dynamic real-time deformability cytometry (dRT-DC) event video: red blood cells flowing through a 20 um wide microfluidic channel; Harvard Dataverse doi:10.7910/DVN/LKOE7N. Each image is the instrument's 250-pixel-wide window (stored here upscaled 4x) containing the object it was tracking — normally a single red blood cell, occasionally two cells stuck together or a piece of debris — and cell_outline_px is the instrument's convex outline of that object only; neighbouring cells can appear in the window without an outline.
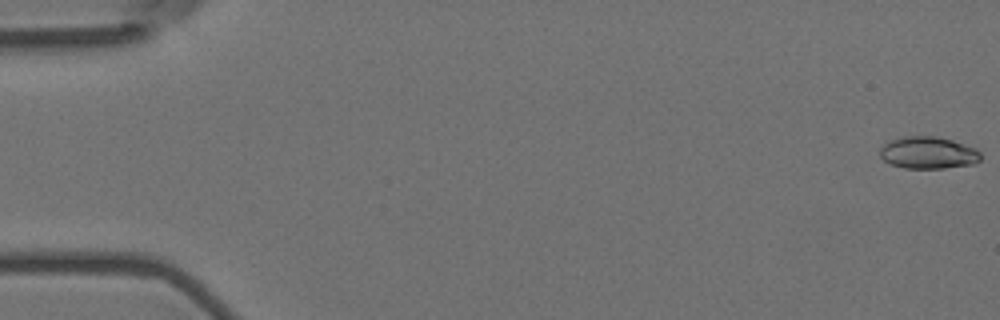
{"species": "Egyptian fruit bat (a non-hibernating species)", "species_latin": "Rousettus aegyptiacus", "temperature_condition": "room temperature", "stored_images_in_passage": 57, "camera_frame_rate_fps": 3000, "um_per_image_px": 0.085, "animal": {"sex": "female"}, "frame": {"image": 1, "passage_image": 1, "time_ms": 0.0, "image_size_px": [1000, 320], "cell_outline_px": [[980, 160], [972, 164], [944, 168], [904, 168], [892, 164], [884, 160], [880, 156], [880, 148], [884, 144], [892, 140], [904, 136], [936, 136], [952, 140], [976, 148], [980, 152]], "centroid_in_image_um": [78.9, 12.98], "position_along_channel_um": 6.1, "area_um2": 18.73}}
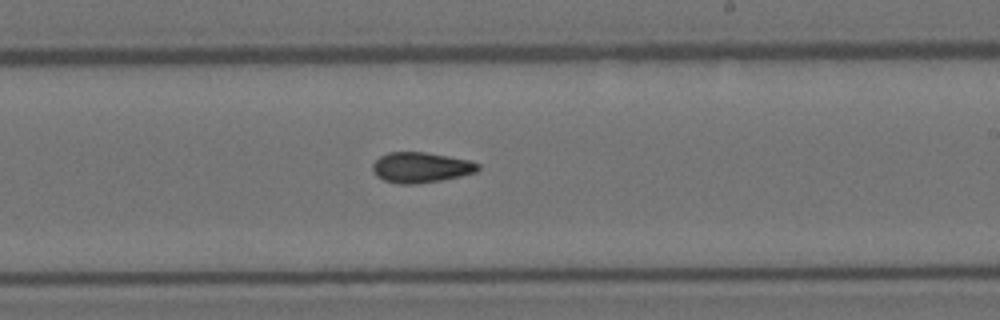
{"frame": {"image": 2, "passage_image": 34, "time_ms": 11.0, "image_size_px": [1000, 320], "cell_outline_px": [[480, 168], [476, 172], [460, 176], [440, 180], [416, 184], [396, 184], [384, 180], [376, 176], [372, 172], [372, 164], [380, 156], [388, 152], [424, 152], [472, 160], [480, 164]], "centroid_in_image_um": [35.77, 14.23], "position_along_channel_um": 253.2, "area_um2": 18.84}}
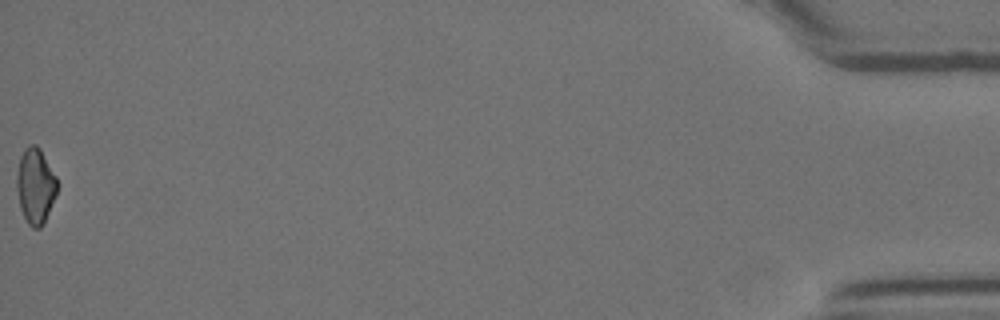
{"frame": {"image": 3, "passage_image": 57, "time_ms": 18.667, "image_size_px": [1000, 320], "cell_outline_px": [[60, 184], [56, 196], [40, 228], [32, 228], [28, 224], [20, 208], [16, 188], [16, 176], [20, 156], [24, 148], [28, 144], [36, 144], [40, 148], [56, 176]], "centroid_in_image_um": [3.01, 15.76], "position_along_channel_um": 432.2, "area_um2": 18.03}, "authors_computed_cell_mechanics": {"area_um2": 18.4382, "velocity_mm_per_s": 3.6304, "shape_relaxation_time_tau1_ms": null, "shape_relaxation_time_tau2_ms": 5.3117, "deformation_change_tau1": null, "deformation_change_tau2": 0.0935}}